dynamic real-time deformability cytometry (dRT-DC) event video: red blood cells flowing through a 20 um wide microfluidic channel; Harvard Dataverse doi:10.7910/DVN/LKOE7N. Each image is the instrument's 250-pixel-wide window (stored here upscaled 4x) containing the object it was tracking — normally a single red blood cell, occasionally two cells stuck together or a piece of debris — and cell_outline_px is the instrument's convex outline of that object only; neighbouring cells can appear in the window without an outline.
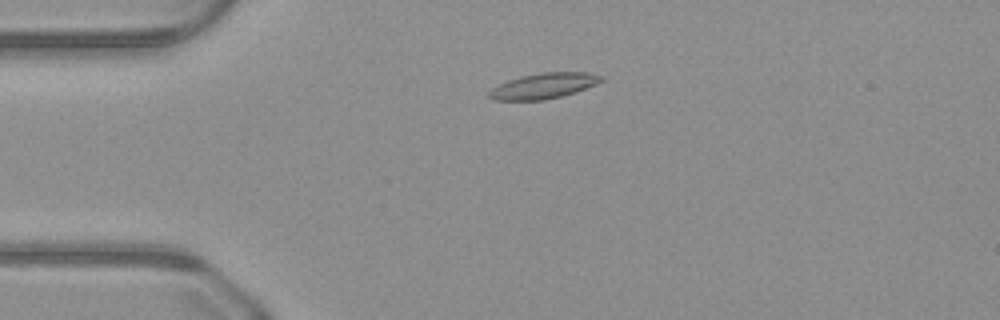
{"species": "common noctule bat (a hibernating species)", "species_latin": "Nyctalus noctula", "temperature_condition": "warm", "stored_images_in_passage": 44, "camera_frame_rate_fps": 3000, "um_per_image_px": 0.085, "animal": {"sex": "male", "body_mass_g": 23.1, "forearm_length_mm": 52.7}, "frame": {"image": 1, "passage_image": 6, "time_ms": 1.667, "image_size_px": [1000, 320], "cell_outline_px": [[608, 76], [604, 80], [596, 84], [576, 92], [544, 100], [492, 100], [488, 96], [488, 92], [492, 88], [508, 80], [540, 72], [588, 72]], "centroid_in_image_um": [46.27, 7.29], "position_along_channel_um": 38.7, "area_um2": 16.76}}
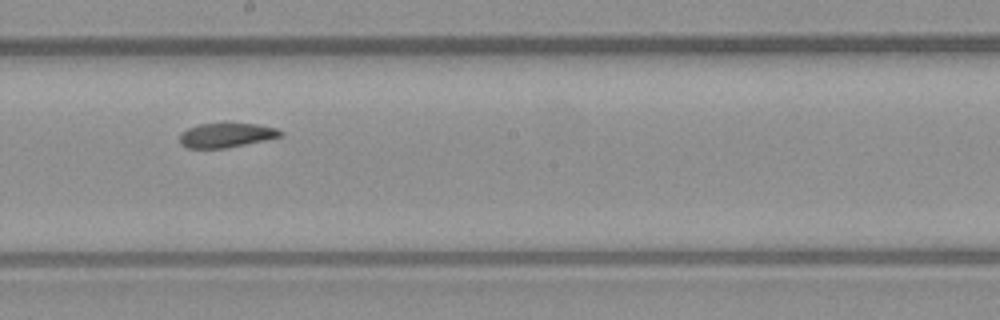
{"frame": {"image": 2, "passage_image": 22, "time_ms": 7.0, "image_size_px": [1000, 320], "cell_outline_px": [[284, 136], [224, 148], [188, 148], [180, 144], [180, 132], [188, 128], [200, 124], [256, 124], [276, 128], [284, 132]], "centroid_in_image_um": [19.23, 11.49], "position_along_channel_um": 229.0, "area_um2": 14.16}}
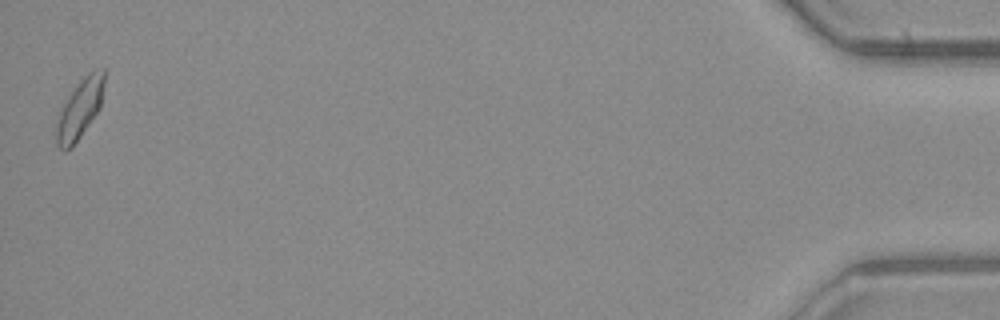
{"frame": {"image": 3, "passage_image": 44, "time_ms": 14.333, "image_size_px": [1000, 320], "cell_outline_px": [[104, 84], [100, 108], [72, 148], [64, 152], [56, 144], [56, 124], [60, 112], [68, 96], [80, 80], [88, 72], [96, 68], [104, 68]], "centroid_in_image_um": [6.79, 9.26], "position_along_channel_um": 428.4, "area_um2": 16.47}}